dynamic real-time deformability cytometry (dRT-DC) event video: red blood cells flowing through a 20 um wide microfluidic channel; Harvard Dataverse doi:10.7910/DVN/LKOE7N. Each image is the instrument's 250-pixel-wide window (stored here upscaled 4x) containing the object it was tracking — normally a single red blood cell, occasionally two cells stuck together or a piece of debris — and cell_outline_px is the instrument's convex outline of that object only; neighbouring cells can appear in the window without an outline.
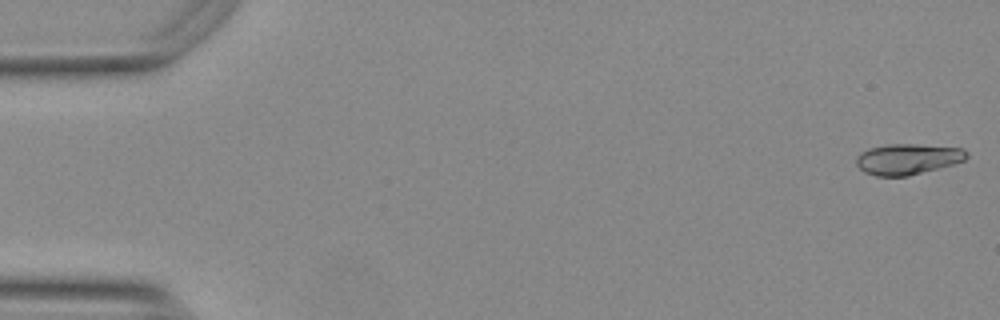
{"species": "Egyptian fruit bat (a non-hibernating species)", "species_latin": "Rousettus aegyptiacus", "temperature_condition": "warm", "stored_images_in_passage": 51, "camera_frame_rate_fps": 3000, "um_per_image_px": 0.085, "animal": {"sex": "female"}, "frame": {"image": 1, "passage_image": 1, "time_ms": 0.0, "image_size_px": [1000, 320], "cell_outline_px": [[968, 156], [964, 160], [952, 164], [908, 176], [876, 176], [864, 172], [856, 164], [856, 156], [860, 152], [884, 144], [912, 144], [960, 148], [968, 152]], "centroid_in_image_um": [77.11, 13.52], "position_along_channel_um": 7.9, "area_um2": 19.59}}
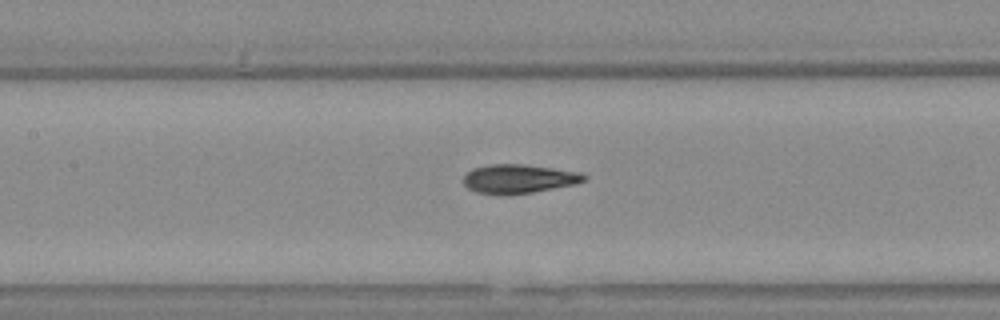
{"frame": {"image": 2, "passage_image": 25, "time_ms": 8.0, "image_size_px": [1000, 320], "cell_outline_px": [[588, 176], [584, 180], [576, 184], [532, 192], [476, 192], [468, 188], [464, 184], [464, 176], [472, 168], [488, 164], [524, 164], [580, 172]], "centroid_in_image_um": [44.12, 15.15], "position_along_channel_um": 163.3, "area_um2": 19.65}}
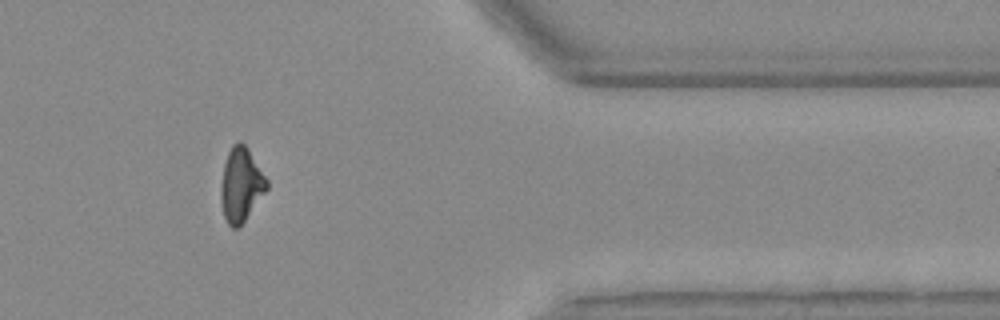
{"frame": {"image": 3, "passage_image": 45, "time_ms": 14.667, "image_size_px": [1000, 320], "cell_outline_px": [[268, 188], [244, 220], [236, 228], [232, 228], [228, 224], [224, 216], [220, 196], [220, 188], [224, 164], [228, 152], [232, 144], [240, 140], [248, 148], [268, 180]], "centroid_in_image_um": [20.48, 15.66], "position_along_channel_um": 390.9, "area_um2": 19.59}, "authors_computed_cell_mechanics": {"area_um2": 19.9988, "velocity_mm_per_s": 3.761, "shape_relaxation_time_tau1_ms": 4.4887, "shape_relaxation_time_tau2_ms": 1.3242, "deformation_change_tau1": 0.1926, "deformation_change_tau2": 0.0766}}